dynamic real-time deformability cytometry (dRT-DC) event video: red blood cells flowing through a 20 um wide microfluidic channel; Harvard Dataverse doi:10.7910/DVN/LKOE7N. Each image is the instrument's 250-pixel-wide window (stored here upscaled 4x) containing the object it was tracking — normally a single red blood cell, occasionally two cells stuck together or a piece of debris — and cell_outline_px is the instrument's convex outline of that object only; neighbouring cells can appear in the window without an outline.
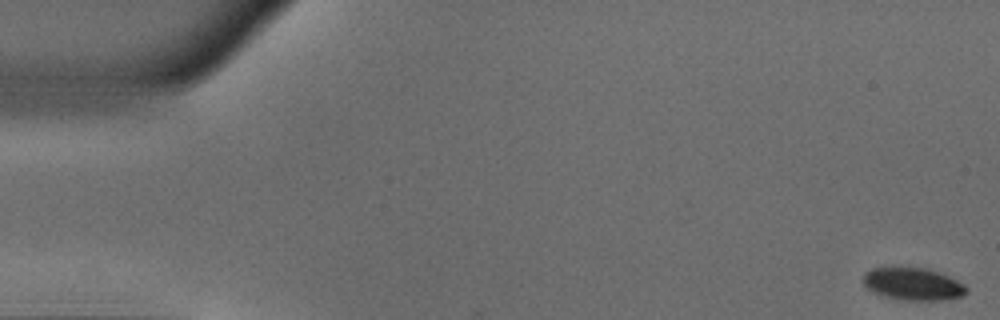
{"species": "common noctule bat (a hibernating species)", "species_latin": "Nyctalus noctula", "temperature_condition": "warm", "stored_images_in_passage": 52, "camera_frame_rate_fps": 3000, "um_per_image_px": 0.085, "animal": {"sex": "male", "body_mass_g": 18.8}, "frame": {"image": 1, "passage_image": 1, "time_ms": 0.0, "image_size_px": [1000, 320], "cell_outline_px": [[968, 292], [964, 296], [940, 300], [904, 300], [880, 296], [872, 292], [860, 280], [864, 272], [872, 268], [892, 264], [928, 268], [948, 276], [964, 284], [968, 288]], "centroid_in_image_um": [77.52, 24.09], "position_along_channel_um": 7.5, "area_um2": 20.52}}
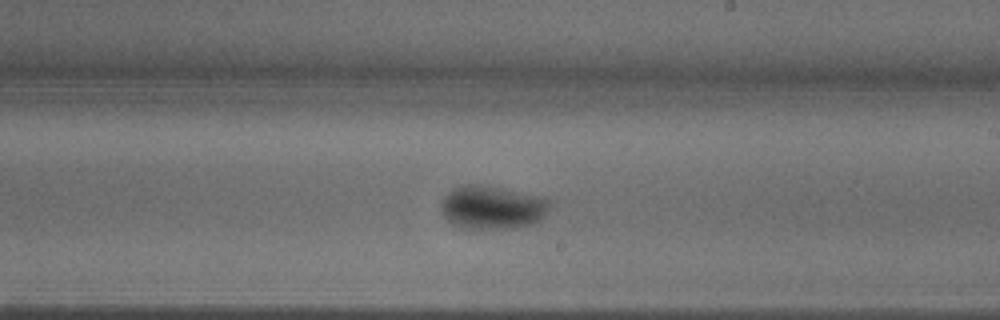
{"frame": {"image": 2, "passage_image": 30, "time_ms": 9.667, "image_size_px": [1000, 320], "cell_outline_px": [[548, 208], [544, 216], [540, 220], [532, 224], [516, 228], [460, 228], [452, 224], [444, 216], [440, 208], [440, 200], [452, 188], [460, 184], [476, 184], [500, 188], [536, 196], [548, 200]], "centroid_in_image_um": [41.75, 17.63], "position_along_channel_um": 247.2, "area_um2": 27.34}}
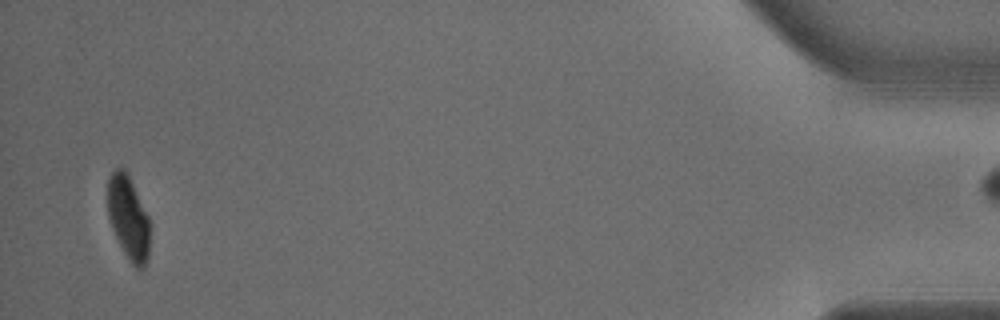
{"frame": {"image": 3, "passage_image": 50, "time_ms": 16.333, "image_size_px": [1000, 320], "cell_outline_px": [[148, 256], [144, 268], [136, 268], [132, 264], [124, 252], [112, 228], [108, 216], [108, 176], [120, 164], [128, 172], [148, 216]], "centroid_in_image_um": [10.89, 18.44], "position_along_channel_um": 424.3, "area_um2": 20.4}, "authors_computed_cell_mechanics": {"area_um2": 23.0044, "velocity_mm_per_s": 3.9289, "shape_relaxation_time_tau1_ms": 3.3864, "shape_relaxation_time_tau2_ms": null, "deformation_change_tau1": 0.1492, "deformation_change_tau2": null}}